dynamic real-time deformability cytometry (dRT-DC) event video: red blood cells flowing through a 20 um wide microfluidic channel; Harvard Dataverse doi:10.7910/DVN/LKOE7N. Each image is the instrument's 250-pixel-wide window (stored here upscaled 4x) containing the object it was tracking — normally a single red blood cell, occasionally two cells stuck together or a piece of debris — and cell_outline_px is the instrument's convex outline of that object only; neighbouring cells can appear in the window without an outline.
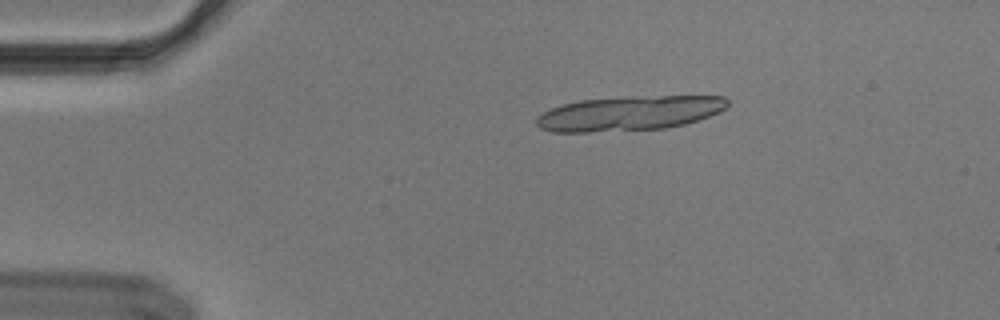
{"species": "Egyptian fruit bat (a non-hibernating species)", "species_latin": "Rousettus aegyptiacus", "temperature_condition": "cold", "stored_images_in_passage": 11, "camera_frame_rate_fps": 3000, "um_per_image_px": 0.085, "animal": {"sex": "male"}, "frame": {"image": 1, "passage_image": 2, "time_ms": 0.333, "image_size_px": [1000, 320], "cell_outline_px": [[728, 104], [724, 108], [708, 116], [684, 124], [664, 128], [588, 132], [552, 132], [540, 128], [536, 124], [536, 116], [552, 108], [564, 104], [580, 100], [628, 96], [724, 96], [728, 100]], "centroid_in_image_um": [53.44, 9.62], "position_along_channel_um": 31.6, "area_um2": 38.32}}